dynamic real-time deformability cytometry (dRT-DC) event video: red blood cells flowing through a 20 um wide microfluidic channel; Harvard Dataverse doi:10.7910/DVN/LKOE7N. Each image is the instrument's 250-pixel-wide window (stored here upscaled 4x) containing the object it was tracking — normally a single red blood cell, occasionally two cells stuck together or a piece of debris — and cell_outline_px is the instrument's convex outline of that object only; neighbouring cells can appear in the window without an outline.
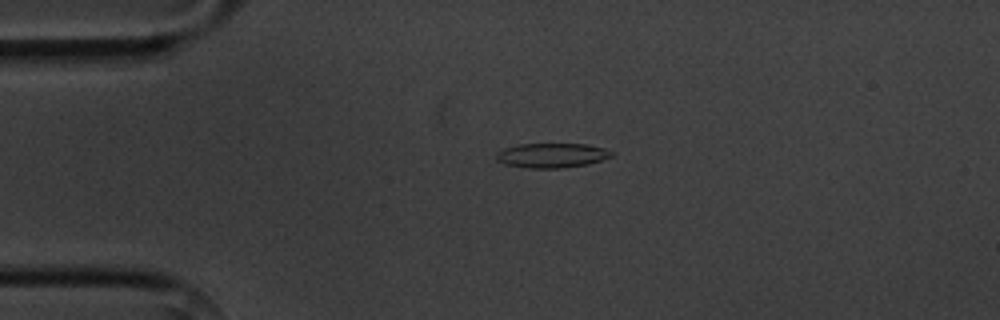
{"species": "common noctule bat (a hibernating species)", "species_latin": "Nyctalus noctula", "temperature_condition": "cold", "stored_images_in_passage": 4, "camera_frame_rate_fps": 3000, "um_per_image_px": 0.085, "animal": {"sex": "male", "body_mass_g": 20.1, "forearm_length_mm": 53.5}, "frame": {"image": 1, "passage_image": 3, "time_ms": 2.333, "image_size_px": [1000, 320], "cell_outline_px": [[612, 156], [588, 164], [560, 168], [528, 168], [504, 164], [496, 160], [496, 152], [504, 148], [516, 144], [588, 144], [604, 148], [612, 152]], "centroid_in_image_um": [46.86, 13.2], "position_along_channel_um": 38.1, "area_um2": 16.53}}